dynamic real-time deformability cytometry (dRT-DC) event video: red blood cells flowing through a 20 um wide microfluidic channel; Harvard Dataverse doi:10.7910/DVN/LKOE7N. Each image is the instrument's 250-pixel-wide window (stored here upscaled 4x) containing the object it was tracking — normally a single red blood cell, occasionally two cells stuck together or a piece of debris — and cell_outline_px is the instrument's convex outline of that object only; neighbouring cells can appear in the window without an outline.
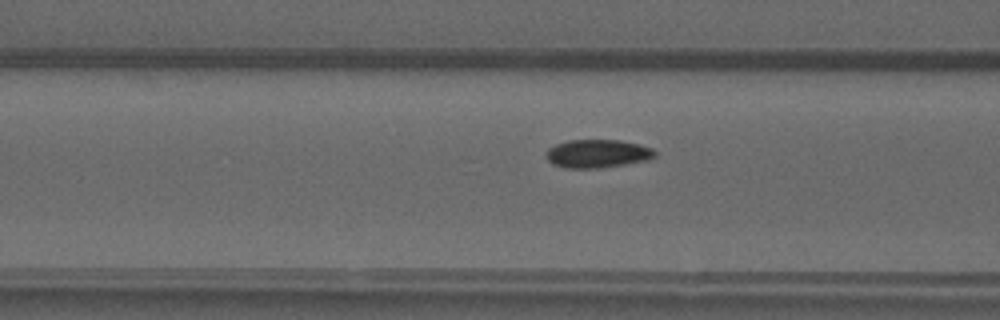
{"species": "common noctule bat (a hibernating species)", "species_latin": "Nyctalus noctula", "temperature_condition": "warm", "stored_images_in_passage": 14, "camera_frame_rate_fps": 3000, "um_per_image_px": 0.085, "animal": {"sex": "male", "forearm_length_mm": 52.5}, "frame": {"image": 1, "passage_image": 12, "time_ms": 3.667, "image_size_px": [1000, 320], "cell_outline_px": [[656, 156], [648, 160], [600, 168], [564, 168], [552, 164], [544, 156], [548, 148], [556, 144], [568, 140], [620, 140], [640, 144], [652, 148], [656, 152]], "centroid_in_image_um": [50.77, 13.06], "position_along_channel_um": 115.8, "area_um2": 18.09}}